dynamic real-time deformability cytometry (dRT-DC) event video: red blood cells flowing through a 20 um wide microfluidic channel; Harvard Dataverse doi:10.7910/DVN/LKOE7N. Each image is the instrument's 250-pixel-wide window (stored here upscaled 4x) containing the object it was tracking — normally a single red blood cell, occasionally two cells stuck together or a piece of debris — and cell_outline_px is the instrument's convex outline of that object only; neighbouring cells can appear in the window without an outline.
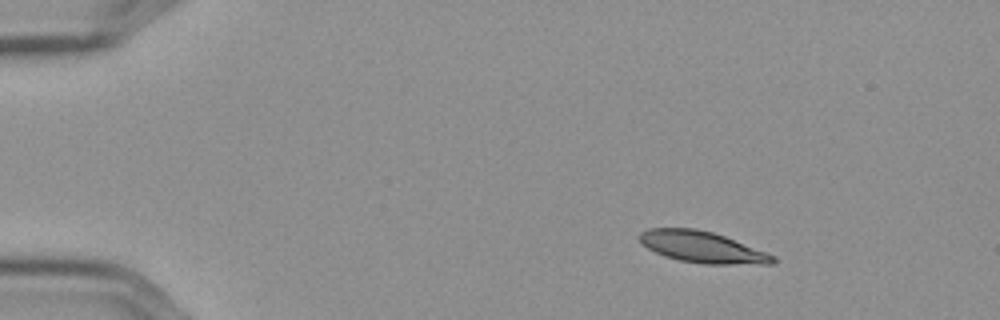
{"species": "Egyptian fruit bat (a non-hibernating species)", "species_latin": "Rousettus aegyptiacus", "temperature_condition": "cold", "stored_images_in_passage": 49, "camera_frame_rate_fps": 3000, "um_per_image_px": 0.085, "frame": {"image": 1, "passage_image": 1, "time_ms": 0.0, "image_size_px": [1000, 320], "cell_outline_px": [[776, 260], [772, 264], [704, 264], [680, 260], [664, 256], [648, 248], [640, 240], [640, 232], [648, 228], [696, 228], [712, 232], [724, 236], [776, 256]], "centroid_in_image_um": [59.69, 21.0], "position_along_channel_um": 25.3, "area_um2": 24.1}}
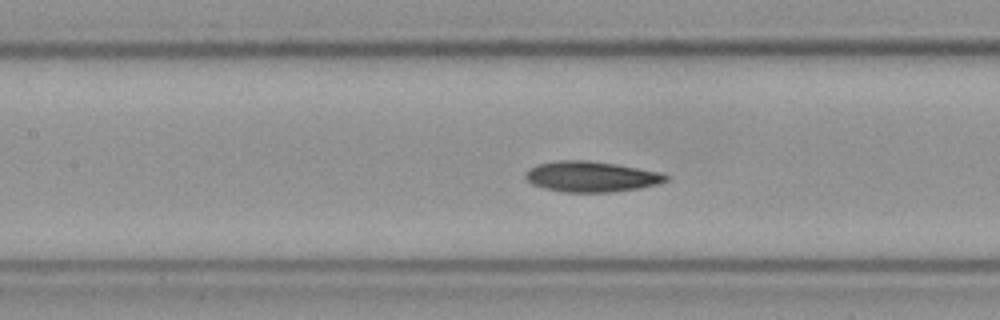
{"frame": {"image": 2, "passage_image": 19, "time_ms": 6.0, "image_size_px": [1000, 320], "cell_outline_px": [[668, 180], [656, 184], [640, 188], [612, 192], [564, 192], [544, 188], [532, 184], [524, 176], [524, 172], [528, 168], [536, 164], [560, 160], [588, 160], [616, 164], [660, 172], [668, 176]], "centroid_in_image_um": [50.21, 15.01], "position_along_channel_um": 157.2, "area_um2": 25.09}}
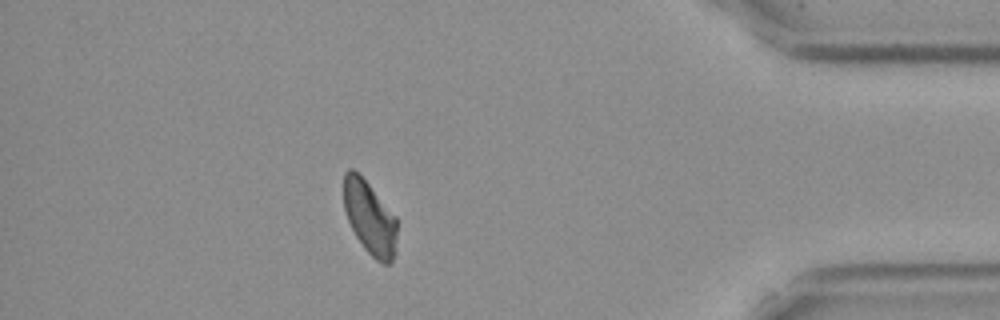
{"frame": {"image": 3, "passage_image": 43, "time_ms": 14.0, "image_size_px": [1000, 320], "cell_outline_px": [[396, 252], [392, 260], [388, 264], [384, 264], [376, 260], [364, 248], [356, 236], [348, 220], [344, 208], [344, 172], [348, 168], [352, 168], [368, 184], [396, 216]], "centroid_in_image_um": [31.43, 18.53], "position_along_channel_um": 403.8, "area_um2": 22.54}, "authors_computed_cell_mechanics": {"area_um2": 24.3338, "velocity_mm_per_s": 3.561, "shape_relaxation_time_tau1_ms": 6.7382, "shape_relaxation_time_tau2_ms": 3.2586, "deformation_change_tau1": 0.1443, "deformation_change_tau2": 0.0837}}